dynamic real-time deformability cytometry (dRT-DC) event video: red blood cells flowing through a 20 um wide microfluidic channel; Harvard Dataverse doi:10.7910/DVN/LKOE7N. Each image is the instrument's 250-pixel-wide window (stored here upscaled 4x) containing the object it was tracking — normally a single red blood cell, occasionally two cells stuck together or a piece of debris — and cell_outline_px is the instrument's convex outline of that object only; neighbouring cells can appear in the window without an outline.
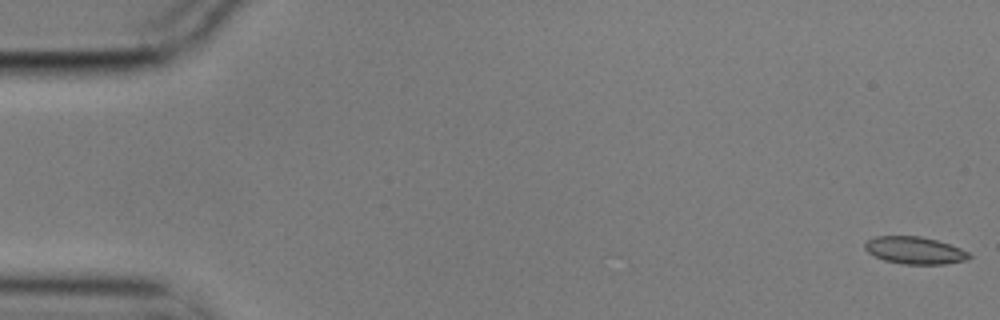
{"species": "common noctule bat (a hibernating species)", "species_latin": "Nyctalus noctula", "temperature_condition": "cold", "stored_images_in_passage": 15, "camera_frame_rate_fps": 3000, "um_per_image_px": 0.085, "animal": {"sex": "male", "body_mass_g": 17.9}, "frame": {"image": 1, "passage_image": 1, "time_ms": 0.0, "image_size_px": [1000, 320], "cell_outline_px": [[972, 256], [968, 260], [944, 264], [904, 264], [884, 260], [868, 252], [864, 248], [864, 244], [868, 240], [876, 236], [920, 236], [936, 240], [960, 248], [968, 252]], "centroid_in_image_um": [77.76, 21.28], "position_along_channel_um": 7.2, "area_um2": 16.47}}
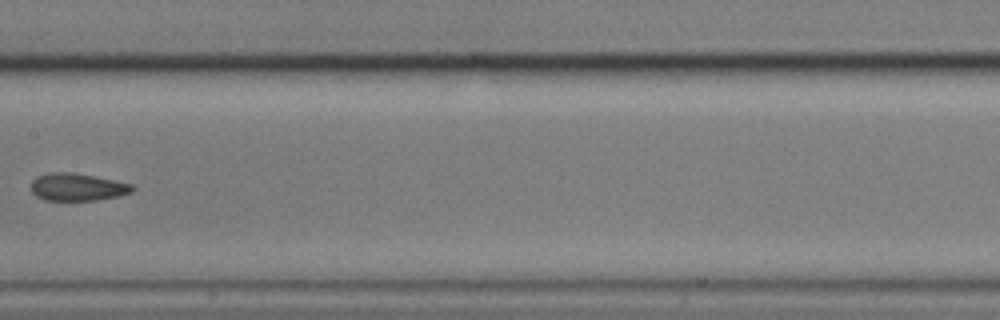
{"frame": {"image": 2, "passage_image": 8, "time_ms": 2.333, "image_size_px": [1000, 320], "cell_outline_px": [[136, 188], [132, 192], [120, 196], [96, 200], [44, 200], [36, 196], [32, 192], [32, 180], [36, 176], [48, 172], [72, 172], [116, 180], [132, 184]], "centroid_in_image_um": [6.59, 15.89], "position_along_channel_um": 200.8, "area_um2": 16.42}}
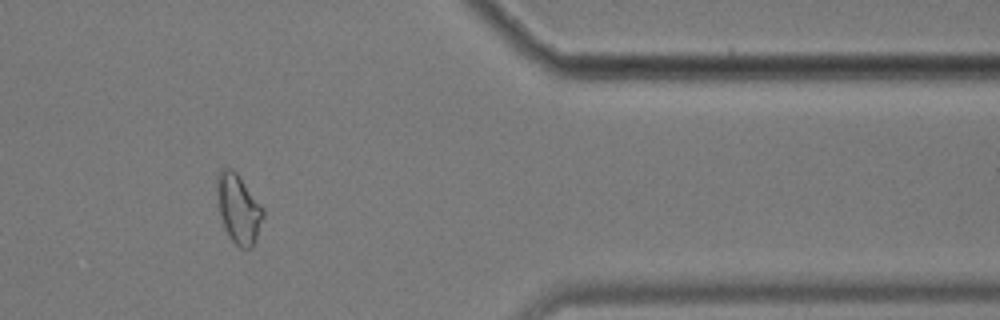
{"frame": {"image": 3, "passage_image": 13, "time_ms": 4.0, "image_size_px": [1000, 320], "cell_outline_px": [[264, 216], [252, 248], [240, 248], [228, 236], [224, 228], [220, 216], [216, 192], [216, 176], [220, 168], [224, 164], [232, 168], [236, 172], [264, 208]], "centroid_in_image_um": [20.24, 17.68], "position_along_channel_um": 391.2, "area_um2": 18.9}}